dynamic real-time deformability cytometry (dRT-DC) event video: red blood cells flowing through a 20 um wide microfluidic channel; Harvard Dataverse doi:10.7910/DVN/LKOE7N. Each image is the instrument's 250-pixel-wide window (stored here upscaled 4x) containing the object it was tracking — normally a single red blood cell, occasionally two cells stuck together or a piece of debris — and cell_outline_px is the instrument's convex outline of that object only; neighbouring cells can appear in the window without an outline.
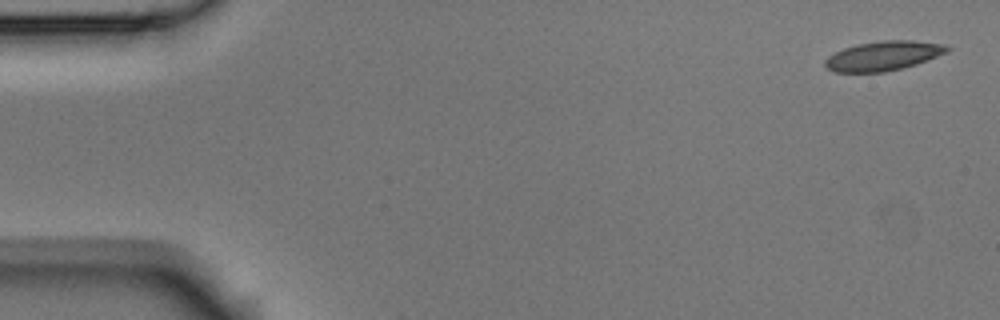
{"species": "Egyptian fruit bat (a non-hibernating species)", "species_latin": "Rousettus aegyptiacus", "temperature_condition": "room temperature", "stored_images_in_passage": 2, "camera_frame_rate_fps": 3000, "um_per_image_px": 0.085, "animal": {"sex": "male"}, "frame": {"image": 1, "passage_image": 1, "time_ms": 0.0, "image_size_px": [1000, 320], "cell_outline_px": [[952, 48], [948, 52], [916, 64], [884, 72], [836, 72], [828, 68], [824, 64], [824, 60], [828, 56], [844, 48], [856, 44], [884, 40], [912, 40], [944, 44]], "centroid_in_image_um": [75.09, 4.74], "position_along_channel_um": 9.9, "area_um2": 20.87}}